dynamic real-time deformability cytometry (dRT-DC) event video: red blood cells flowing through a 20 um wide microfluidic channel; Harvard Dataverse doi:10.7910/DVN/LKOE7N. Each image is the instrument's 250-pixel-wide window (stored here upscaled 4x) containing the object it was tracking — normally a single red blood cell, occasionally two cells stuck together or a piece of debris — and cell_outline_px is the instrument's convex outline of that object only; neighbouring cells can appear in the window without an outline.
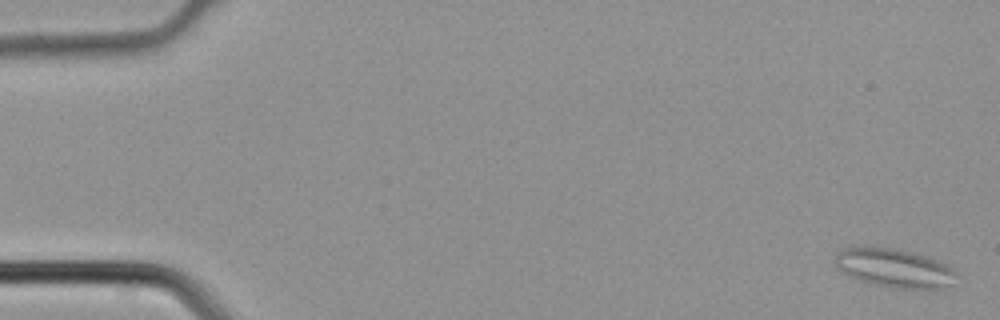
{"species": "common noctule bat (a hibernating species)", "species_latin": "Nyctalus noctula", "temperature_condition": "cold", "stored_images_in_passage": 4, "camera_frame_rate_fps": 3000, "um_per_image_px": 0.085, "animal": {"sex": "male", "body_mass_g": 21.5, "forearm_length_mm": 52.0}, "frame": {"image": 1, "passage_image": 4, "time_ms": 1.0, "image_size_px": [1000, 320], "cell_outline_px": [[956, 272], [948, 284], [944, 288], [900, 288], [876, 284], [860, 280], [848, 276], [836, 268], [832, 260], [836, 252], [844, 248], [896, 248], [912, 252], [948, 264]], "centroid_in_image_um": [75.93, 22.77], "position_along_channel_um": 9.1, "area_um2": 26.88}}